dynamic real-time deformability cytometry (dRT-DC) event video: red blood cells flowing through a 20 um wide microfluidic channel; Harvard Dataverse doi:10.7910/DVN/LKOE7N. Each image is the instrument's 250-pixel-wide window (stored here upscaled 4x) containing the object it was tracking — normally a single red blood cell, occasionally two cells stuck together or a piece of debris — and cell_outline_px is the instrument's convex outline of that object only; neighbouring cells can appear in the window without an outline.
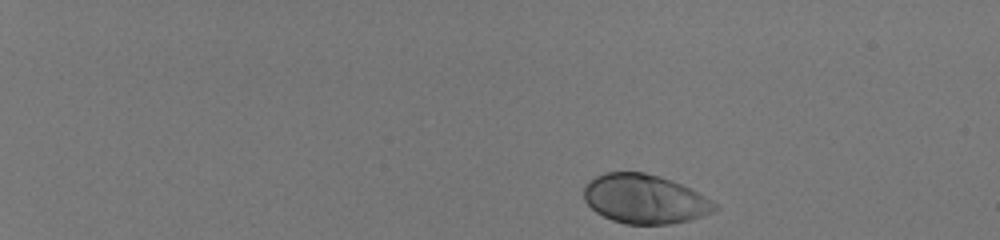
{"species": "human", "species_latin": "Homo sapiens", "temperature_condition": "room temperature", "stored_images_in_passage": 45, "camera_frame_rate_fps": 3000, "um_per_image_px": 0.085, "donor": {"sex": "male"}, "frame": {"image": 1, "passage_image": 1, "time_ms": 0.0, "image_size_px": [1000, 240], "cell_outline_px": [[720, 208], [712, 212], [688, 220], [668, 224], [624, 224], [612, 220], [596, 212], [584, 200], [584, 188], [596, 176], [604, 172], [644, 172], [660, 176], [692, 188], [712, 200]], "centroid_in_image_um": [54.82, 16.91], "position_along_channel_um": 30.2, "area_um2": 37.4}}
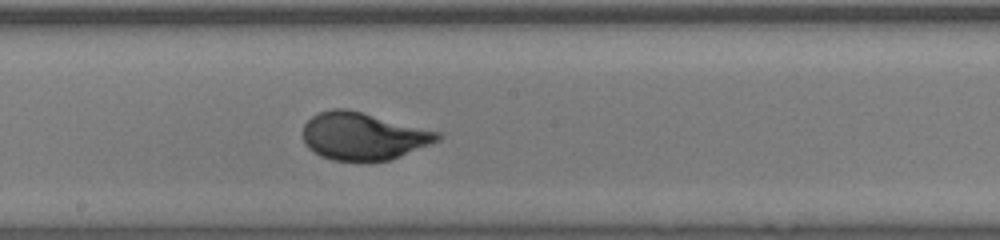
{"frame": {"image": 2, "passage_image": 26, "time_ms": 8.333, "image_size_px": [1000, 240], "cell_outline_px": [[444, 136], [440, 140], [392, 160], [332, 160], [320, 156], [308, 148], [304, 144], [304, 124], [312, 116], [320, 112], [332, 108], [344, 108], [444, 132]], "centroid_in_image_um": [30.92, 11.57], "position_along_channel_um": 217.3, "area_um2": 37.34}}
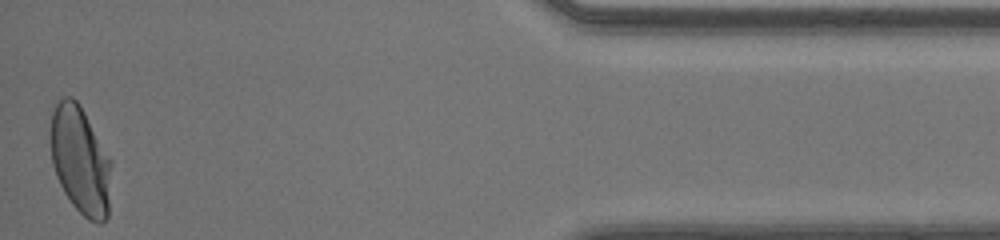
{"frame": {"image": 3, "passage_image": 45, "time_ms": 14.667, "image_size_px": [1000, 240], "cell_outline_px": [[112, 164], [108, 216], [100, 224], [96, 224], [88, 220], [72, 204], [64, 192], [56, 176], [52, 164], [48, 136], [52, 112], [56, 104], [64, 96], [72, 96], [80, 104], [112, 160]], "centroid_in_image_um": [6.82, 13.61], "position_along_channel_um": 428.4, "area_um2": 39.02}, "authors_computed_cell_mechanics": {"area_um2": 37.0498, "velocity_mm_per_s": 4.1157, "shape_relaxation_time_tau1_ms": 2.7086, "shape_relaxation_time_tau2_ms": null, "deformation_change_tau1": 0.184, "deformation_change_tau2": null}}